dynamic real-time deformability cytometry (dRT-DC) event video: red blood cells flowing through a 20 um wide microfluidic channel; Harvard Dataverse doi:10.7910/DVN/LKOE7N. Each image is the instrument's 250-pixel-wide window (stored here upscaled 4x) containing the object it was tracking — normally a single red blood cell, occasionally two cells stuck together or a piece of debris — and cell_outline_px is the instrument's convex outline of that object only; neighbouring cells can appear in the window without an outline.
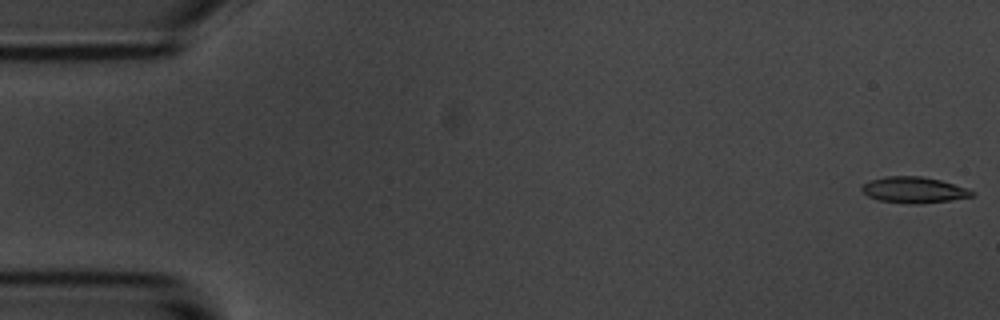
{"species": "common noctule bat (a hibernating species)", "species_latin": "Nyctalus noctula", "temperature_condition": "room temperature", "stored_images_in_passage": 54, "camera_frame_rate_fps": 3000, "um_per_image_px": 0.085, "animal": {"sex": "male", "body_mass_g": 20.1, "forearm_length_mm": 53.5}, "frame": {"image": 1, "passage_image": 1, "time_ms": 0.0, "image_size_px": [1000, 320], "cell_outline_px": [[976, 192], [972, 196], [948, 200], [916, 204], [912, 204], [880, 200], [868, 196], [860, 188], [868, 180], [888, 176], [920, 176], [940, 180], [968, 188]], "centroid_in_image_um": [77.67, 16.13], "position_along_channel_um": 7.3, "area_um2": 16.53}}
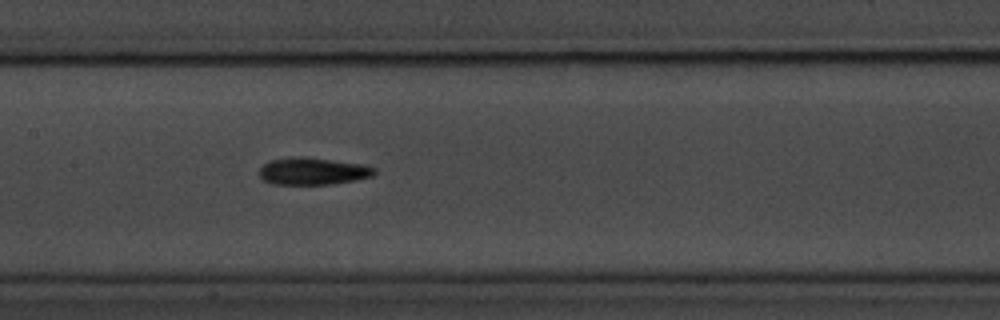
{"frame": {"image": 2, "passage_image": 26, "time_ms": 8.333, "image_size_px": [1000, 320], "cell_outline_px": [[376, 172], [372, 176], [356, 180], [328, 184], [272, 184], [264, 180], [260, 176], [260, 168], [264, 164], [272, 160], [296, 156], [304, 156], [364, 164], [376, 168]], "centroid_in_image_um": [26.62, 14.54], "position_along_channel_um": 180.8, "area_um2": 18.21}}
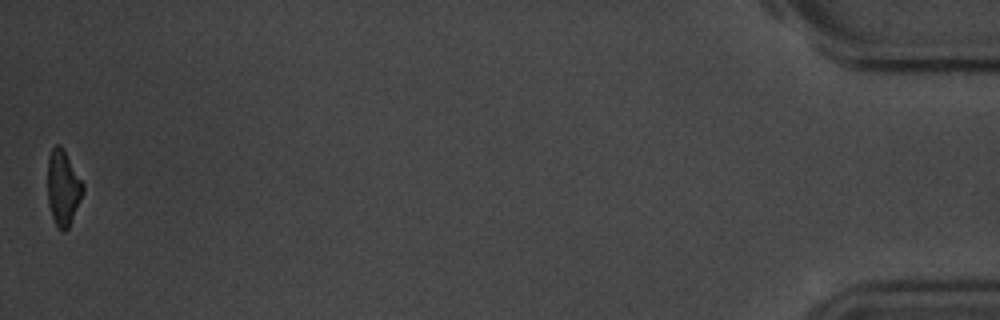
{"frame": {"image": 3, "passage_image": 54, "time_ms": 17.667, "image_size_px": [1000, 320], "cell_outline_px": [[84, 192], [68, 228], [64, 232], [60, 232], [52, 216], [48, 204], [48, 156], [52, 148], [56, 144], [60, 144], [64, 148], [84, 184]], "centroid_in_image_um": [5.37, 15.94], "position_along_channel_um": 429.8, "area_um2": 15.66}, "authors_computed_cell_mechanics": {"area_um2": 17.1088, "velocity_mm_per_s": 3.6951, "shape_relaxation_time_tau1_ms": 2.7735, "shape_relaxation_time_tau2_ms": 5.8892, "deformation_change_tau1": 0.1139, "deformation_change_tau2": 0.1513}}